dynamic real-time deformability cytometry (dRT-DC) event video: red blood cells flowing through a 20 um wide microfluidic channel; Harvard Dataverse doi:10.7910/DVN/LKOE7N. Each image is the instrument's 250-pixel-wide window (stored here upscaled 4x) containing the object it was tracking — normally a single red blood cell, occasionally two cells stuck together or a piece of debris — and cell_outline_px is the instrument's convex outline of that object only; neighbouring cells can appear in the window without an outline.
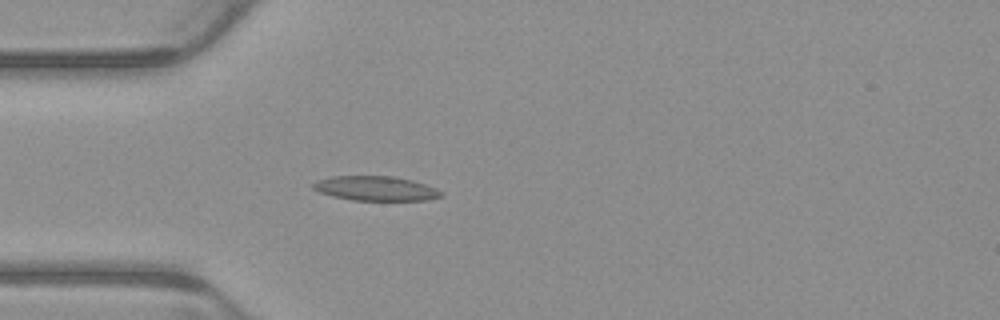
{"species": "common noctule bat (a hibernating species)", "species_latin": "Nyctalus noctula", "temperature_condition": "warm", "stored_images_in_passage": 4, "camera_frame_rate_fps": 3000, "um_per_image_px": 0.085, "animal": {"sex": "male", "body_mass_g": 23.1, "forearm_length_mm": 52.7}, "frame": {"image": 1, "passage_image": 4, "time_ms": 1.0, "image_size_px": [1000, 320], "cell_outline_px": [[444, 196], [428, 200], [352, 200], [332, 196], [320, 192], [312, 188], [312, 184], [316, 180], [328, 176], [396, 176], [412, 180], [436, 188], [444, 192]], "centroid_in_image_um": [31.94, 16.01], "position_along_channel_um": 53.1, "area_um2": 18.5}}